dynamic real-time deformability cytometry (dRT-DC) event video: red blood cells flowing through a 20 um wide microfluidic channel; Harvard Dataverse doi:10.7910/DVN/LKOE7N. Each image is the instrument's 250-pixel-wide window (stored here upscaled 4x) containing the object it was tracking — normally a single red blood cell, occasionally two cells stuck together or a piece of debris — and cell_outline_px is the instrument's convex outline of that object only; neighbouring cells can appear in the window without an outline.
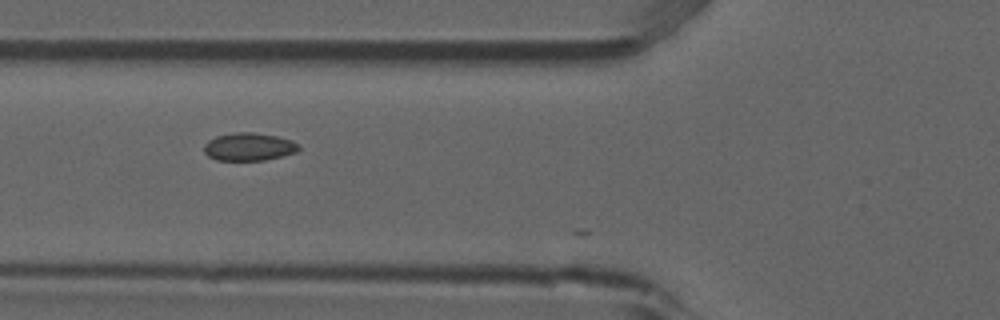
{"species": "common noctule bat (a hibernating species)", "species_latin": "Nyctalus noctula", "temperature_condition": "room temperature", "stored_images_in_passage": 6, "camera_frame_rate_fps": 3000, "um_per_image_px": 0.085, "animal": {"sex": "male", "forearm_length_mm": 52.5}, "frame": {"image": 1, "passage_image": 3, "time_ms": 0.667, "image_size_px": [1000, 320], "cell_outline_px": [[300, 148], [296, 152], [264, 160], [216, 160], [208, 156], [204, 152], [204, 144], [208, 140], [216, 136], [236, 132], [252, 132], [276, 136], [292, 140]], "centroid_in_image_um": [21.12, 12.47], "position_along_channel_um": 104.7, "area_um2": 15.26}}